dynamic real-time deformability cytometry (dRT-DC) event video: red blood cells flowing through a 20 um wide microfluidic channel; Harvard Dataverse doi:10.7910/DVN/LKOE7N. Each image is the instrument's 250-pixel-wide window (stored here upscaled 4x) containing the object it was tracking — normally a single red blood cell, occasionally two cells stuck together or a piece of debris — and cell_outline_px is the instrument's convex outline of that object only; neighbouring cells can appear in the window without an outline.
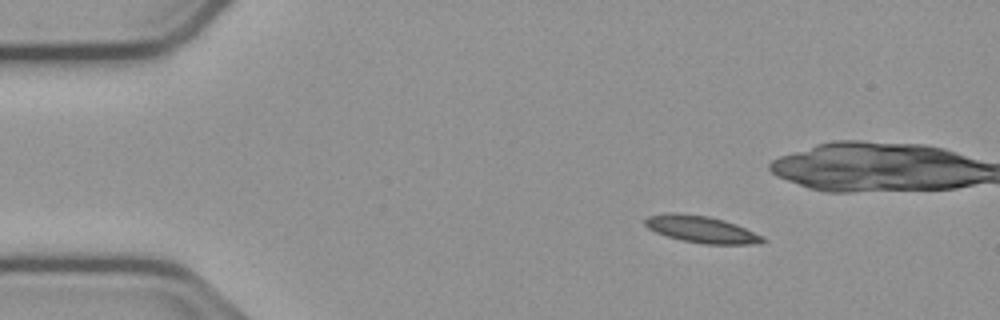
{"species": "common noctule bat (a hibernating species)", "species_latin": "Nyctalus noctula", "temperature_condition": "cold", "stored_images_in_passage": 4, "camera_frame_rate_fps": 3000, "um_per_image_px": 0.085, "animal": {"sex": "male", "body_mass_g": 23.1, "forearm_length_mm": 52.7}, "frame": {"image": 1, "passage_image": 4, "time_ms": 1.0, "image_size_px": [1000, 320], "cell_outline_px": [[768, 240], [760, 244], [704, 244], [680, 240], [656, 232], [648, 228], [644, 224], [644, 220], [648, 216], [668, 212], [676, 212], [708, 216], [724, 220], [736, 224], [764, 236]], "centroid_in_image_um": [59.64, 19.49], "position_along_channel_um": 25.4, "area_um2": 18.61}}